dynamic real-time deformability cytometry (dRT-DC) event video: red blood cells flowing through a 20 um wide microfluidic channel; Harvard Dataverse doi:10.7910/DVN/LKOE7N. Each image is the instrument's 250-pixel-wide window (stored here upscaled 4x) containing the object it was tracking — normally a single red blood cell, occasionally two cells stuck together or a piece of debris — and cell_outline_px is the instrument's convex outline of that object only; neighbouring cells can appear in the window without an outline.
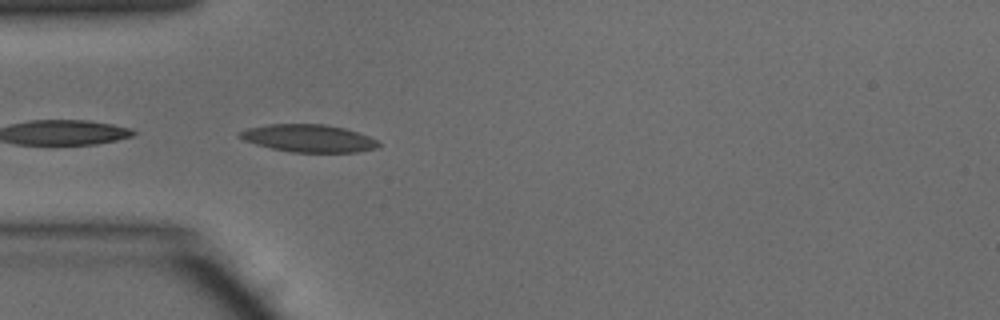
{"species": "common noctule bat (a hibernating species)", "species_latin": "Nyctalus noctula", "temperature_condition": "warm", "stored_images_in_passage": 44, "camera_frame_rate_fps": 3000, "um_per_image_px": 0.085, "animal": {"sex": "male", "body_mass_g": 15.6}, "frame": {"image": 1, "passage_image": 11, "time_ms": 3.333, "image_size_px": [1000, 320], "cell_outline_px": [[380, 144], [376, 148], [356, 152], [292, 152], [272, 148], [256, 144], [244, 140], [236, 136], [236, 132], [248, 128], [268, 124], [324, 124], [344, 128], [368, 136], [376, 140]], "centroid_in_image_um": [26.18, 11.75], "position_along_channel_um": 58.8, "area_um2": 22.2}}
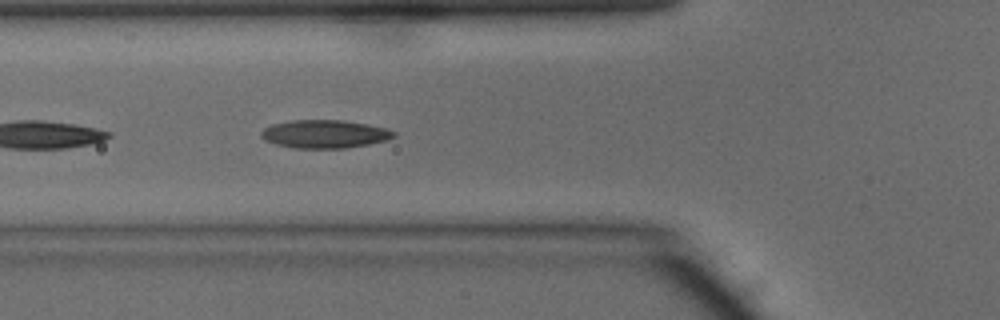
{"frame": {"image": 2, "passage_image": 14, "time_ms": 4.333, "image_size_px": [1000, 320], "cell_outline_px": [[396, 136], [384, 140], [368, 144], [344, 148], [292, 148], [276, 144], [264, 140], [260, 136], [260, 132], [264, 128], [272, 124], [292, 120], [344, 120], [368, 124], [384, 128], [396, 132]], "centroid_in_image_um": [27.55, 11.39], "position_along_channel_um": 98.2, "area_um2": 21.73}}
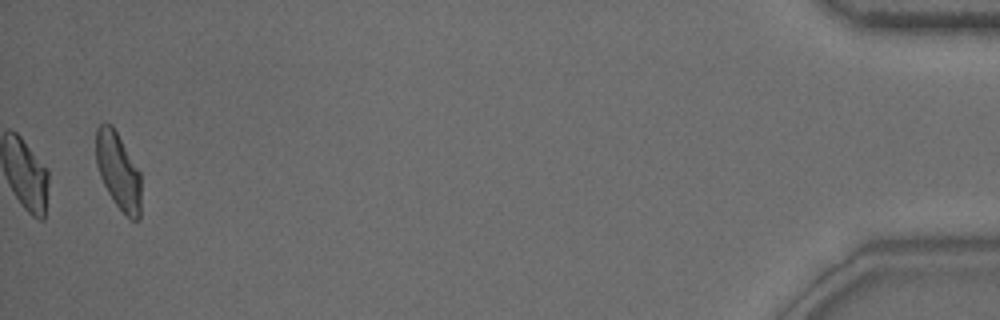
{"frame": {"image": 3, "passage_image": 44, "time_ms": 14.333, "image_size_px": [1000, 320], "cell_outline_px": [[140, 220], [132, 220], [124, 216], [112, 200], [100, 176], [96, 164], [96, 128], [104, 120], [112, 124], [140, 172]], "centroid_in_image_um": [10.04, 14.54], "position_along_channel_um": 425.2, "area_um2": 20.4}, "authors_computed_cell_mechanics": {"area_um2": 20.6635, "velocity_mm_per_s": 4.1706, "shape_relaxation_time_tau1_ms": 3.7262, "shape_relaxation_time_tau2_ms": 2.3702, "deformation_change_tau1": 0.1189, "deformation_change_tau2": 0.0856}}